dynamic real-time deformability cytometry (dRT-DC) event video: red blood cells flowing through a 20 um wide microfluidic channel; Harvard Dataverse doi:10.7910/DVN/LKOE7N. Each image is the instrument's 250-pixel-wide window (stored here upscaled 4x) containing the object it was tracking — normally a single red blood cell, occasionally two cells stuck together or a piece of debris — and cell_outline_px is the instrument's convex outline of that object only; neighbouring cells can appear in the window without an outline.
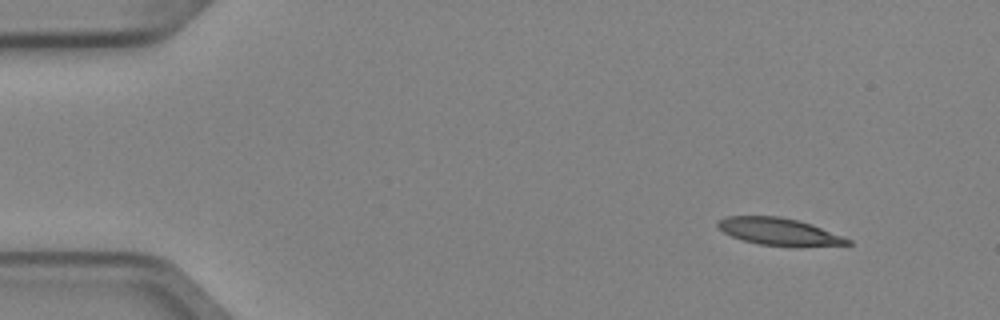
{"species": "Egyptian fruit bat (a non-hibernating species)", "species_latin": "Rousettus aegyptiacus", "temperature_condition": "cold", "stored_images_in_passage": 4, "camera_frame_rate_fps": 3000, "um_per_image_px": 0.085, "animal": {"sex": "female"}, "frame": {"image": 1, "passage_image": 1, "time_ms": 0.0, "image_size_px": [1000, 320], "cell_outline_px": [[852, 244], [796, 248], [760, 244], [744, 240], [732, 236], [724, 232], [716, 224], [716, 220], [724, 216], [780, 216], [812, 224], [852, 240]], "centroid_in_image_um": [66.25, 19.7], "position_along_channel_um": 18.8, "area_um2": 20.92}}
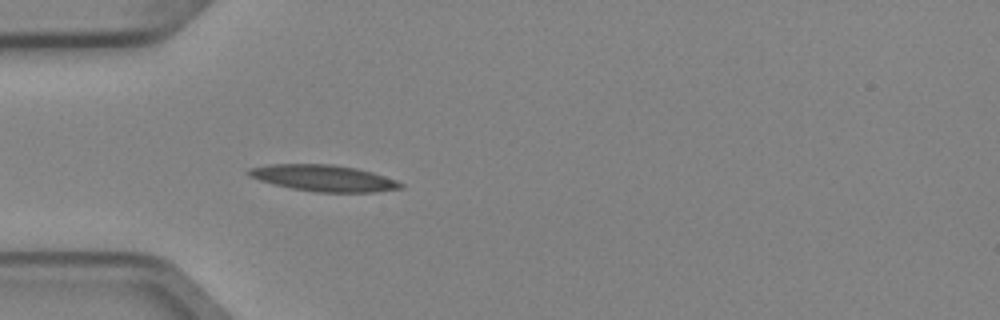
{"frame": {"image": 2, "passage_image": 4, "time_ms": 1.0, "image_size_px": [1000, 320], "cell_outline_px": [[404, 188], [372, 192], [316, 192], [292, 188], [272, 184], [248, 176], [244, 172], [248, 168], [268, 164], [332, 164], [356, 168], [372, 172], [396, 180], [404, 184]], "centroid_in_image_um": [27.47, 15.13], "position_along_channel_um": 57.5, "area_um2": 23.47}}